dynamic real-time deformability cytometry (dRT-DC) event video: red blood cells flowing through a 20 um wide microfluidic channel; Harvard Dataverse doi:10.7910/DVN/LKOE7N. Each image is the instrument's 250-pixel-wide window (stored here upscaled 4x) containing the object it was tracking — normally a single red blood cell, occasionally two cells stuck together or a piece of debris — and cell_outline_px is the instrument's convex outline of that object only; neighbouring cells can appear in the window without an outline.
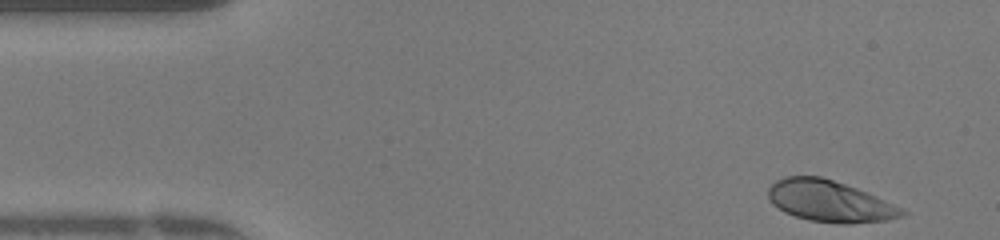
{"species": "human", "species_latin": "Homo sapiens", "temperature_condition": "warm", "stored_images_in_passage": 45, "camera_frame_rate_fps": 3000, "um_per_image_px": 0.085, "donor": {"sex": "female"}, "frame": {"image": 1, "passage_image": 1, "time_ms": 0.0, "image_size_px": [1000, 240], "cell_outline_px": [[908, 212], [904, 216], [888, 220], [852, 224], [840, 224], [808, 220], [784, 212], [772, 204], [768, 200], [768, 188], [776, 180], [784, 176], [820, 176], [856, 188], [876, 196]], "centroid_in_image_um": [70.49, 17.11], "position_along_channel_um": 14.5, "area_um2": 32.25}}
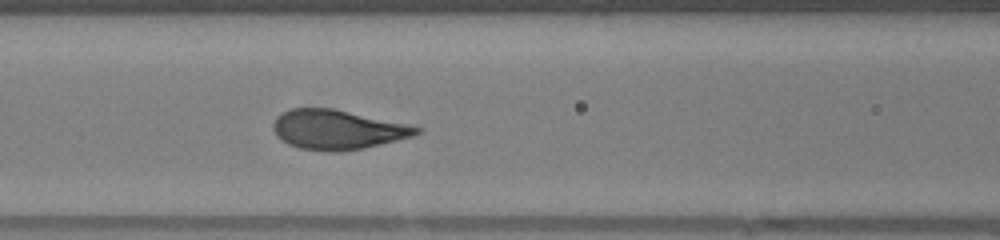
{"frame": {"image": 2, "passage_image": 17, "time_ms": 5.333, "image_size_px": [1000, 240], "cell_outline_px": [[424, 132], [412, 136], [364, 148], [340, 152], [324, 152], [300, 148], [288, 144], [276, 136], [272, 128], [272, 124], [276, 116], [280, 112], [292, 108], [332, 108], [408, 124], [424, 128]], "centroid_in_image_um": [28.66, 11.02], "position_along_channel_um": 137.9, "area_um2": 33.29}}
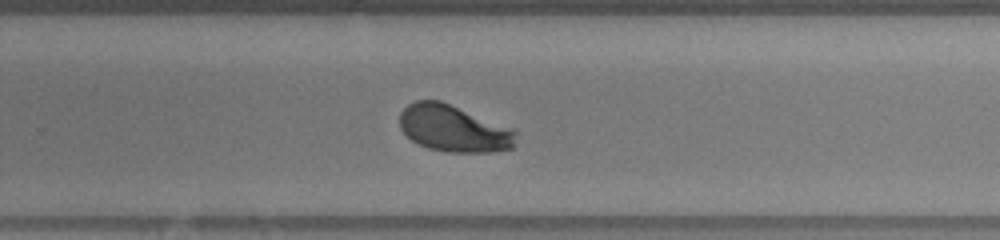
{"frame": {"image": 3, "passage_image": 28, "time_ms": 9.0, "image_size_px": [1000, 240], "cell_outline_px": [[516, 132], [512, 148], [488, 152], [448, 152], [428, 148], [412, 140], [400, 128], [400, 112], [408, 104], [416, 100], [440, 100], [516, 128]], "centroid_in_image_um": [38.58, 10.9], "position_along_channel_um": 291.2, "area_um2": 31.85}, "authors_computed_cell_mechanics": {"area_um2": 32.368, "velocity_mm_per_s": 4.1955, "shape_relaxation_time_tau1_ms": 2.6789, "shape_relaxation_time_tau2_ms": null, "deformation_change_tau1": 0.1884, "deformation_change_tau2": null}}